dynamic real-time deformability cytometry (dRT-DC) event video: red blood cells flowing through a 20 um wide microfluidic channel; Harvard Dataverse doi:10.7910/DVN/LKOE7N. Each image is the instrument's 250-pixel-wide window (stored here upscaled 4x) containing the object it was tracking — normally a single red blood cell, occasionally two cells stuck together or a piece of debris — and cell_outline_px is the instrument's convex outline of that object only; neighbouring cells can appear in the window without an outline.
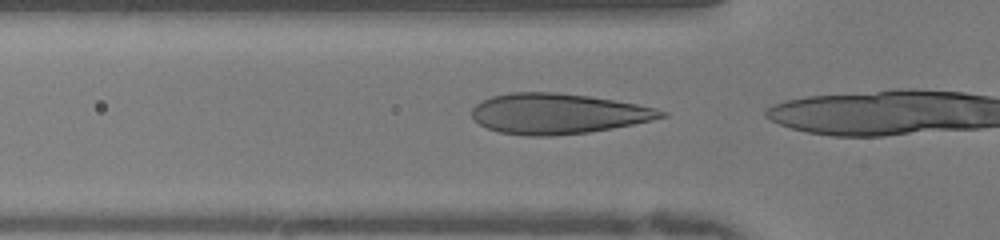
{"species": "human", "species_latin": "Homo sapiens", "temperature_condition": "warm", "stored_images_in_passage": 12, "camera_frame_rate_fps": 3000, "um_per_image_px": 0.085, "donor": {"sex": "female"}, "frame": {"image": 1, "passage_image": 11, "time_ms": 3.333, "image_size_px": [1000, 240], "cell_outline_px": [[668, 116], [652, 120], [612, 128], [588, 132], [552, 136], [528, 136], [500, 132], [488, 128], [480, 124], [472, 116], [472, 108], [476, 104], [492, 96], [508, 92], [556, 92], [588, 96], [636, 104], [656, 108], [668, 112]], "centroid_in_image_um": [47.42, 9.66], "position_along_channel_um": 78.4, "area_um2": 44.39}}